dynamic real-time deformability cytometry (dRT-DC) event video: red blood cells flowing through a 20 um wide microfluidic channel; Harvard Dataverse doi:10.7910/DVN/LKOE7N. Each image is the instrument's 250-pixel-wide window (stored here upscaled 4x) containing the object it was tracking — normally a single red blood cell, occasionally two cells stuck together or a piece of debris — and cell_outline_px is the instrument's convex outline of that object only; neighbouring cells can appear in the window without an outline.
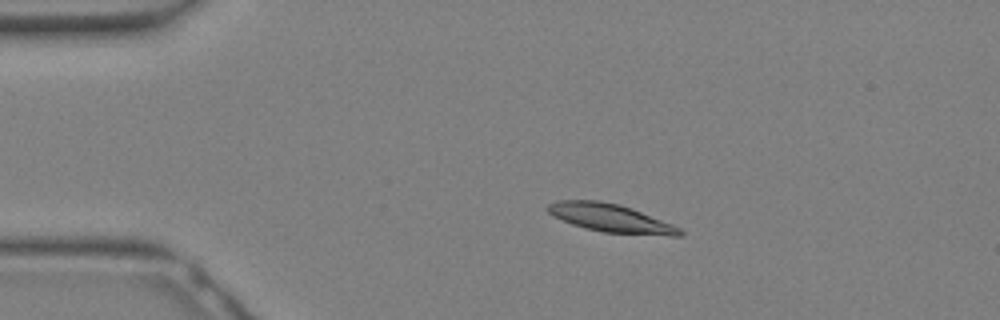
{"species": "Egyptian fruit bat (a non-hibernating species)", "species_latin": "Rousettus aegyptiacus", "temperature_condition": "warm", "stored_images_in_passage": 15, "camera_frame_rate_fps": 3000, "um_per_image_px": 0.085, "animal": {"sex": "female"}, "frame": {"image": 1, "passage_image": 6, "time_ms": 1.667, "image_size_px": [1000, 320], "cell_outline_px": [[684, 236], [668, 236], [604, 232], [584, 228], [572, 224], [552, 216], [544, 208], [548, 204], [556, 200], [600, 200], [620, 204], [632, 208], [672, 224], [680, 228], [684, 232]], "centroid_in_image_um": [51.89, 18.53], "position_along_channel_um": 33.1, "area_um2": 21.96}}
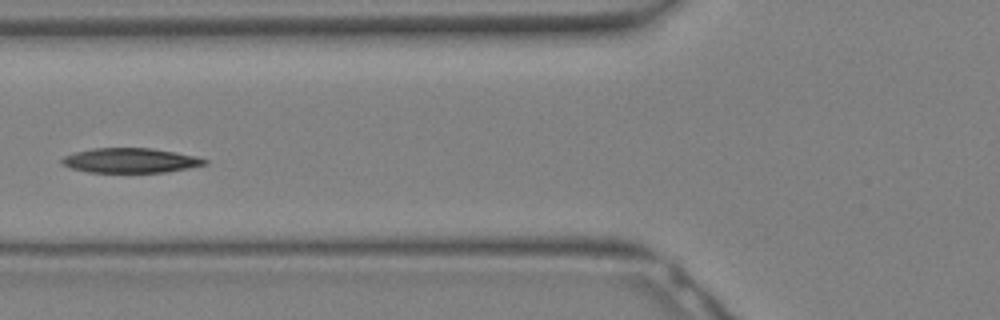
{"frame": {"image": 2, "passage_image": 12, "time_ms": 3.667, "image_size_px": [1000, 320], "cell_outline_px": [[208, 164], [188, 168], [164, 172], [88, 172], [72, 168], [64, 164], [60, 160], [64, 156], [76, 152], [92, 148], [152, 148], [176, 152], [196, 156], [208, 160]], "centroid_in_image_um": [11.12, 13.63], "position_along_channel_um": 114.7, "area_um2": 20.46}}
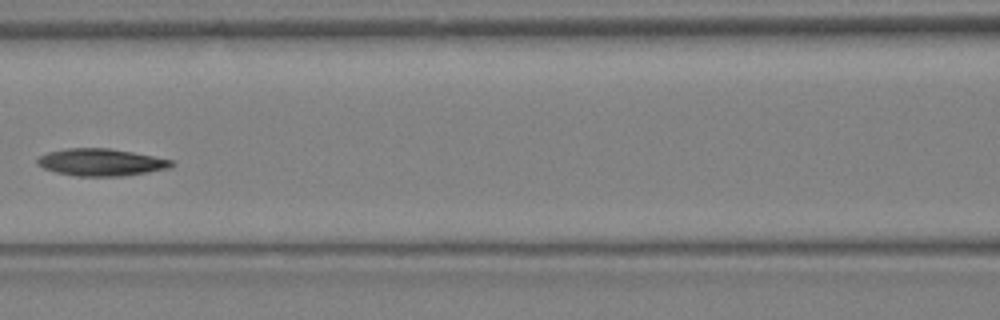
{"frame": {"image": 3, "passage_image": 14, "time_ms": 4.333, "image_size_px": [1000, 320], "cell_outline_px": [[176, 164], [168, 168], [148, 172], [124, 176], [76, 176], [56, 172], [44, 168], [36, 164], [36, 160], [40, 156], [48, 152], [68, 148], [112, 148], [176, 160]], "centroid_in_image_um": [8.63, 13.79], "position_along_channel_um": 158.0, "area_um2": 21.44}}